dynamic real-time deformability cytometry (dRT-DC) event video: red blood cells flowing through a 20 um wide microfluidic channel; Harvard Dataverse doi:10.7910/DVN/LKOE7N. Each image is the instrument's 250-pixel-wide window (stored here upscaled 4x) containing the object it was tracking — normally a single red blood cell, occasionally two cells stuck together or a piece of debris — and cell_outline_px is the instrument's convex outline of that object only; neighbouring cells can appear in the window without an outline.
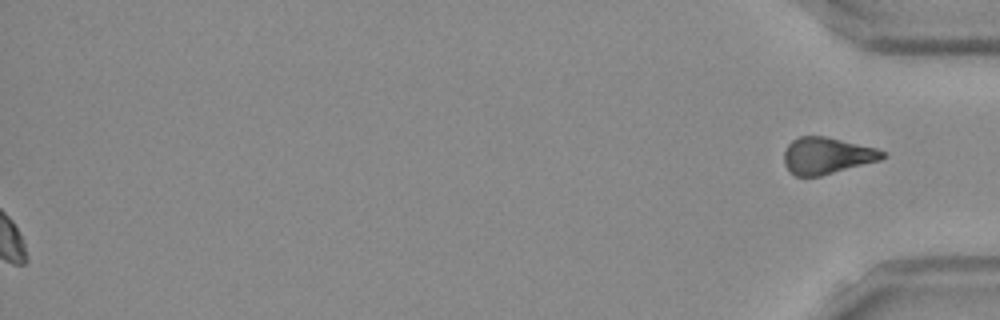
{"species": "Egyptian fruit bat (a non-hibernating species)", "species_latin": "Rousettus aegyptiacus", "temperature_condition": "room temperature", "stored_images_in_passage": 47, "segment_of_instrument_passage": [2, 2], "camera_frame_rate_fps": 3000, "um_per_image_px": 0.085, "frame": {"image": 1, "passage_image": 47, "time_ms": 15.333, "image_size_px": [1000, 320], "cell_outline_px": [[888, 156], [880, 160], [820, 176], [796, 176], [784, 164], [784, 152], [788, 144], [792, 140], [800, 136], [824, 136], [876, 148], [888, 152]], "centroid_in_image_um": [70.31, 13.22], "position_along_channel_um": 364.9, "area_um2": 20.92}}